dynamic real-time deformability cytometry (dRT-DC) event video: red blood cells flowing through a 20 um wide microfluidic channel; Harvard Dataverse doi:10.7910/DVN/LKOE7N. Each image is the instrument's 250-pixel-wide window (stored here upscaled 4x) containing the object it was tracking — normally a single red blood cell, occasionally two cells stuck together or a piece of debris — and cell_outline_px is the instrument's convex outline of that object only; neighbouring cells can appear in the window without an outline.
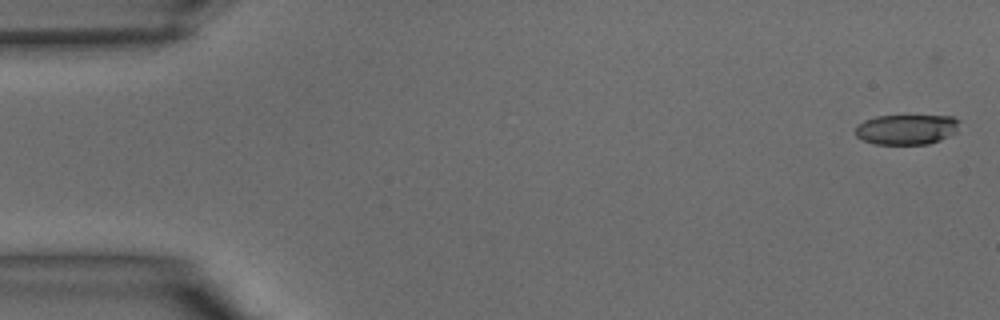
{"species": "common noctule bat (a hibernating species)", "species_latin": "Nyctalus noctula", "temperature_condition": "warm", "stored_images_in_passage": 39, "camera_frame_rate_fps": 3000, "um_per_image_px": 0.085, "animal": {"sex": "male", "body_mass_g": 15.6}, "frame": {"image": 1, "passage_image": 1, "time_ms": 0.0, "image_size_px": [1000, 320], "cell_outline_px": [[960, 120], [956, 132], [940, 140], [928, 144], [876, 144], [864, 140], [856, 136], [856, 128], [864, 120], [876, 116], [952, 116]], "centroid_in_image_um": [77.08, 11.0], "position_along_channel_um": 7.9, "area_um2": 18.15}}
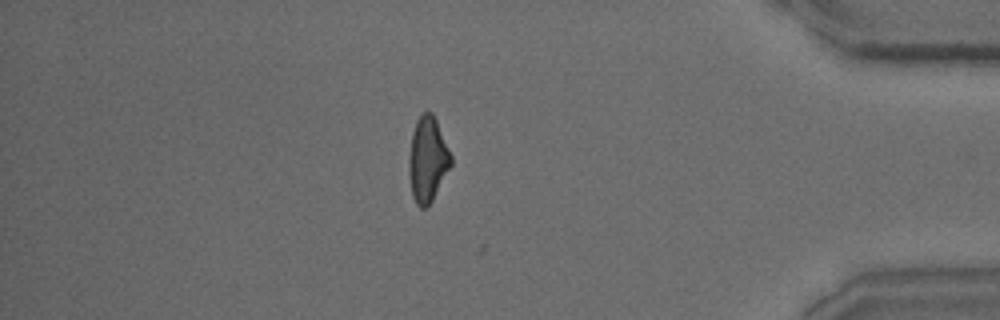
{"frame": {"image": 2, "passage_image": 34, "time_ms": 11.0, "image_size_px": [1000, 320], "cell_outline_px": [[452, 164], [432, 200], [424, 208], [420, 208], [416, 204], [412, 196], [408, 172], [408, 160], [412, 132], [416, 120], [424, 112], [432, 112], [436, 120], [452, 156]], "centroid_in_image_um": [36.33, 13.56], "position_along_channel_um": 398.9, "area_um2": 20.81}}